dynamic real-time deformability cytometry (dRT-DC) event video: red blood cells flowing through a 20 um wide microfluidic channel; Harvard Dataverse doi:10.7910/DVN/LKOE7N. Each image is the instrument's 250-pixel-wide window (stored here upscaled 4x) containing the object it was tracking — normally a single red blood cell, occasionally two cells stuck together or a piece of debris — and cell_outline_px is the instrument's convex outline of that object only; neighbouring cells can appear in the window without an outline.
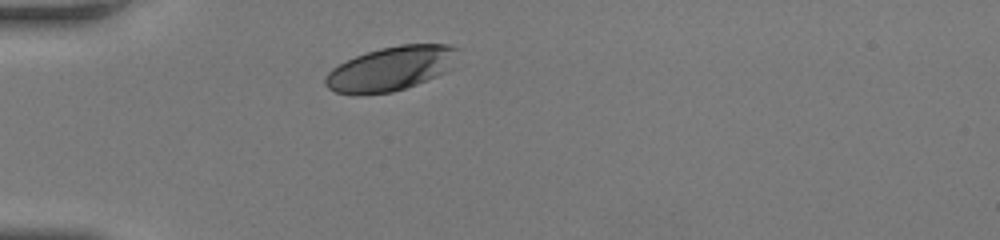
{"species": "human", "species_latin": "Homo sapiens", "temperature_condition": "room temperature", "stored_images_in_passage": 28, "camera_frame_rate_fps": 3000, "um_per_image_px": 0.085, "donor": {"sex": "female"}, "frame": {"image": 1, "passage_image": 1, "time_ms": 0.0, "image_size_px": [1000, 240], "cell_outline_px": [[460, 48], [456, 68], [448, 72], [416, 84], [392, 92], [360, 96], [336, 92], [328, 88], [324, 84], [324, 80], [328, 72], [332, 68], [356, 56], [380, 48], [400, 44], [448, 44]], "centroid_in_image_um": [33.3, 5.83], "position_along_channel_um": 51.7, "area_um2": 34.85}}
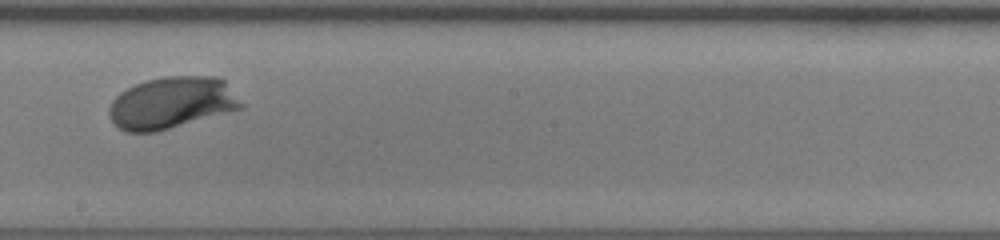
{"frame": {"image": 2, "passage_image": 16, "time_ms": 5.0, "image_size_px": [1000, 240], "cell_outline_px": [[244, 108], [156, 132], [128, 132], [120, 128], [112, 120], [108, 112], [108, 108], [112, 100], [120, 92], [136, 84], [148, 80], [164, 76], [220, 76], [224, 80], [244, 104]], "centroid_in_image_um": [14.62, 8.73], "position_along_channel_um": 233.6, "area_um2": 39.88}}
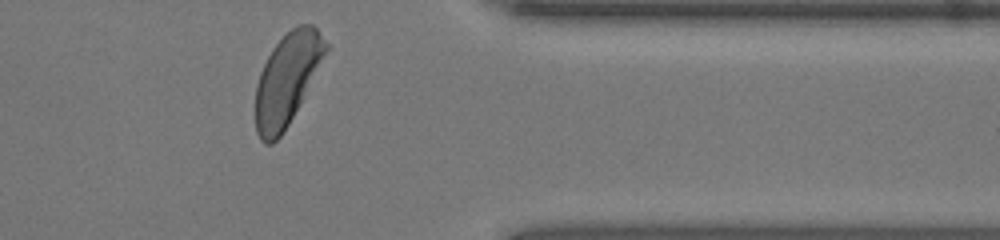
{"frame": {"image": 3, "passage_image": 28, "time_ms": 9.0, "image_size_px": [1000, 240], "cell_outline_px": [[328, 48], [284, 132], [272, 144], [264, 144], [260, 140], [256, 132], [256, 84], [260, 72], [272, 48], [292, 28], [300, 24], [312, 24], [316, 28], [328, 44]], "centroid_in_image_um": [24.37, 6.75], "position_along_channel_um": 387.0, "area_um2": 36.53}, "authors_computed_cell_mechanics": {"area_um2": 36.992, "velocity_mm_per_s": 4.0622, "shape_relaxation_time_tau1_ms": 1.6757, "shape_relaxation_time_tau2_ms": null, "deformation_change_tau1": 0.1358, "deformation_change_tau2": null}}